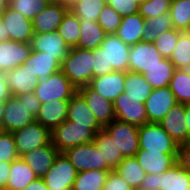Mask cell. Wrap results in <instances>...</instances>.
Instances as JSON below:
<instances>
[{
  "label": "cell",
  "mask_w": 190,
  "mask_h": 190,
  "mask_svg": "<svg viewBox=\"0 0 190 190\" xmlns=\"http://www.w3.org/2000/svg\"><path fill=\"white\" fill-rule=\"evenodd\" d=\"M172 28L170 13H164L155 18H147L143 28V41L154 42L160 34Z\"/></svg>",
  "instance_id": "obj_38"
},
{
  "label": "cell",
  "mask_w": 190,
  "mask_h": 190,
  "mask_svg": "<svg viewBox=\"0 0 190 190\" xmlns=\"http://www.w3.org/2000/svg\"><path fill=\"white\" fill-rule=\"evenodd\" d=\"M32 53L30 43L6 40L0 41V73H6L20 66Z\"/></svg>",
  "instance_id": "obj_16"
},
{
  "label": "cell",
  "mask_w": 190,
  "mask_h": 190,
  "mask_svg": "<svg viewBox=\"0 0 190 190\" xmlns=\"http://www.w3.org/2000/svg\"><path fill=\"white\" fill-rule=\"evenodd\" d=\"M78 171L64 153H59L42 178L49 190H71Z\"/></svg>",
  "instance_id": "obj_7"
},
{
  "label": "cell",
  "mask_w": 190,
  "mask_h": 190,
  "mask_svg": "<svg viewBox=\"0 0 190 190\" xmlns=\"http://www.w3.org/2000/svg\"><path fill=\"white\" fill-rule=\"evenodd\" d=\"M13 133L0 130V162H8L18 159Z\"/></svg>",
  "instance_id": "obj_46"
},
{
  "label": "cell",
  "mask_w": 190,
  "mask_h": 190,
  "mask_svg": "<svg viewBox=\"0 0 190 190\" xmlns=\"http://www.w3.org/2000/svg\"><path fill=\"white\" fill-rule=\"evenodd\" d=\"M67 120L74 122V125L86 126L95 134L103 129L78 91L69 100Z\"/></svg>",
  "instance_id": "obj_19"
},
{
  "label": "cell",
  "mask_w": 190,
  "mask_h": 190,
  "mask_svg": "<svg viewBox=\"0 0 190 190\" xmlns=\"http://www.w3.org/2000/svg\"><path fill=\"white\" fill-rule=\"evenodd\" d=\"M147 123H160L171 108L177 104L170 87L153 89L145 101Z\"/></svg>",
  "instance_id": "obj_13"
},
{
  "label": "cell",
  "mask_w": 190,
  "mask_h": 190,
  "mask_svg": "<svg viewBox=\"0 0 190 190\" xmlns=\"http://www.w3.org/2000/svg\"><path fill=\"white\" fill-rule=\"evenodd\" d=\"M116 120L126 122L137 127L147 123L145 104L139 99L129 97L125 92L119 95L113 102Z\"/></svg>",
  "instance_id": "obj_11"
},
{
  "label": "cell",
  "mask_w": 190,
  "mask_h": 190,
  "mask_svg": "<svg viewBox=\"0 0 190 190\" xmlns=\"http://www.w3.org/2000/svg\"><path fill=\"white\" fill-rule=\"evenodd\" d=\"M57 32L61 35L69 48L77 46L80 37V20L70 10L64 15Z\"/></svg>",
  "instance_id": "obj_37"
},
{
  "label": "cell",
  "mask_w": 190,
  "mask_h": 190,
  "mask_svg": "<svg viewBox=\"0 0 190 190\" xmlns=\"http://www.w3.org/2000/svg\"><path fill=\"white\" fill-rule=\"evenodd\" d=\"M93 55V77L106 74V59L104 50L98 46L92 50Z\"/></svg>",
  "instance_id": "obj_49"
},
{
  "label": "cell",
  "mask_w": 190,
  "mask_h": 190,
  "mask_svg": "<svg viewBox=\"0 0 190 190\" xmlns=\"http://www.w3.org/2000/svg\"><path fill=\"white\" fill-rule=\"evenodd\" d=\"M8 0H0V9L7 5Z\"/></svg>",
  "instance_id": "obj_60"
},
{
  "label": "cell",
  "mask_w": 190,
  "mask_h": 190,
  "mask_svg": "<svg viewBox=\"0 0 190 190\" xmlns=\"http://www.w3.org/2000/svg\"><path fill=\"white\" fill-rule=\"evenodd\" d=\"M69 10L75 14L80 22H97L106 0H68Z\"/></svg>",
  "instance_id": "obj_31"
},
{
  "label": "cell",
  "mask_w": 190,
  "mask_h": 190,
  "mask_svg": "<svg viewBox=\"0 0 190 190\" xmlns=\"http://www.w3.org/2000/svg\"><path fill=\"white\" fill-rule=\"evenodd\" d=\"M35 121V117L29 114L26 98L10 96L7 99L2 120V131L13 133Z\"/></svg>",
  "instance_id": "obj_9"
},
{
  "label": "cell",
  "mask_w": 190,
  "mask_h": 190,
  "mask_svg": "<svg viewBox=\"0 0 190 190\" xmlns=\"http://www.w3.org/2000/svg\"><path fill=\"white\" fill-rule=\"evenodd\" d=\"M102 190H133L114 170L109 171Z\"/></svg>",
  "instance_id": "obj_48"
},
{
  "label": "cell",
  "mask_w": 190,
  "mask_h": 190,
  "mask_svg": "<svg viewBox=\"0 0 190 190\" xmlns=\"http://www.w3.org/2000/svg\"><path fill=\"white\" fill-rule=\"evenodd\" d=\"M23 190H49L42 178H37Z\"/></svg>",
  "instance_id": "obj_55"
},
{
  "label": "cell",
  "mask_w": 190,
  "mask_h": 190,
  "mask_svg": "<svg viewBox=\"0 0 190 190\" xmlns=\"http://www.w3.org/2000/svg\"><path fill=\"white\" fill-rule=\"evenodd\" d=\"M181 31L174 28L167 30L165 33L160 34L158 38L153 42L156 46V49L164 58H170L172 55Z\"/></svg>",
  "instance_id": "obj_43"
},
{
  "label": "cell",
  "mask_w": 190,
  "mask_h": 190,
  "mask_svg": "<svg viewBox=\"0 0 190 190\" xmlns=\"http://www.w3.org/2000/svg\"><path fill=\"white\" fill-rule=\"evenodd\" d=\"M169 87L177 103H190V75L181 69H175Z\"/></svg>",
  "instance_id": "obj_40"
},
{
  "label": "cell",
  "mask_w": 190,
  "mask_h": 190,
  "mask_svg": "<svg viewBox=\"0 0 190 190\" xmlns=\"http://www.w3.org/2000/svg\"><path fill=\"white\" fill-rule=\"evenodd\" d=\"M63 153L78 172L102 170V156L94 142L69 148Z\"/></svg>",
  "instance_id": "obj_14"
},
{
  "label": "cell",
  "mask_w": 190,
  "mask_h": 190,
  "mask_svg": "<svg viewBox=\"0 0 190 190\" xmlns=\"http://www.w3.org/2000/svg\"><path fill=\"white\" fill-rule=\"evenodd\" d=\"M122 16L119 15L112 7L106 5L98 16L97 23L105 30L106 34H116Z\"/></svg>",
  "instance_id": "obj_45"
},
{
  "label": "cell",
  "mask_w": 190,
  "mask_h": 190,
  "mask_svg": "<svg viewBox=\"0 0 190 190\" xmlns=\"http://www.w3.org/2000/svg\"><path fill=\"white\" fill-rule=\"evenodd\" d=\"M185 118V104L177 103L159 123L178 145L187 142Z\"/></svg>",
  "instance_id": "obj_22"
},
{
  "label": "cell",
  "mask_w": 190,
  "mask_h": 190,
  "mask_svg": "<svg viewBox=\"0 0 190 190\" xmlns=\"http://www.w3.org/2000/svg\"><path fill=\"white\" fill-rule=\"evenodd\" d=\"M95 133L86 126L65 120L51 131V142L60 153L67 149L93 142Z\"/></svg>",
  "instance_id": "obj_2"
},
{
  "label": "cell",
  "mask_w": 190,
  "mask_h": 190,
  "mask_svg": "<svg viewBox=\"0 0 190 190\" xmlns=\"http://www.w3.org/2000/svg\"><path fill=\"white\" fill-rule=\"evenodd\" d=\"M164 57L153 42H137L130 46L129 71L145 74L150 68L160 64Z\"/></svg>",
  "instance_id": "obj_10"
},
{
  "label": "cell",
  "mask_w": 190,
  "mask_h": 190,
  "mask_svg": "<svg viewBox=\"0 0 190 190\" xmlns=\"http://www.w3.org/2000/svg\"><path fill=\"white\" fill-rule=\"evenodd\" d=\"M13 136L19 157L51 142V131L36 121L13 132Z\"/></svg>",
  "instance_id": "obj_6"
},
{
  "label": "cell",
  "mask_w": 190,
  "mask_h": 190,
  "mask_svg": "<svg viewBox=\"0 0 190 190\" xmlns=\"http://www.w3.org/2000/svg\"><path fill=\"white\" fill-rule=\"evenodd\" d=\"M50 2H68V0H49Z\"/></svg>",
  "instance_id": "obj_62"
},
{
  "label": "cell",
  "mask_w": 190,
  "mask_h": 190,
  "mask_svg": "<svg viewBox=\"0 0 190 190\" xmlns=\"http://www.w3.org/2000/svg\"><path fill=\"white\" fill-rule=\"evenodd\" d=\"M185 120L187 127V141L190 140V103L185 104Z\"/></svg>",
  "instance_id": "obj_56"
},
{
  "label": "cell",
  "mask_w": 190,
  "mask_h": 190,
  "mask_svg": "<svg viewBox=\"0 0 190 190\" xmlns=\"http://www.w3.org/2000/svg\"><path fill=\"white\" fill-rule=\"evenodd\" d=\"M93 142L102 156V171H112L123 161L122 153L104 129L95 135Z\"/></svg>",
  "instance_id": "obj_27"
},
{
  "label": "cell",
  "mask_w": 190,
  "mask_h": 190,
  "mask_svg": "<svg viewBox=\"0 0 190 190\" xmlns=\"http://www.w3.org/2000/svg\"><path fill=\"white\" fill-rule=\"evenodd\" d=\"M183 72L187 73L188 75H190V63L189 65L185 66L183 69H181Z\"/></svg>",
  "instance_id": "obj_59"
},
{
  "label": "cell",
  "mask_w": 190,
  "mask_h": 190,
  "mask_svg": "<svg viewBox=\"0 0 190 190\" xmlns=\"http://www.w3.org/2000/svg\"><path fill=\"white\" fill-rule=\"evenodd\" d=\"M177 163L190 174V140L178 146Z\"/></svg>",
  "instance_id": "obj_50"
},
{
  "label": "cell",
  "mask_w": 190,
  "mask_h": 190,
  "mask_svg": "<svg viewBox=\"0 0 190 190\" xmlns=\"http://www.w3.org/2000/svg\"><path fill=\"white\" fill-rule=\"evenodd\" d=\"M108 173L102 170L78 172L71 190H102Z\"/></svg>",
  "instance_id": "obj_36"
},
{
  "label": "cell",
  "mask_w": 190,
  "mask_h": 190,
  "mask_svg": "<svg viewBox=\"0 0 190 190\" xmlns=\"http://www.w3.org/2000/svg\"><path fill=\"white\" fill-rule=\"evenodd\" d=\"M169 13L174 29L190 31V0H173Z\"/></svg>",
  "instance_id": "obj_39"
},
{
  "label": "cell",
  "mask_w": 190,
  "mask_h": 190,
  "mask_svg": "<svg viewBox=\"0 0 190 190\" xmlns=\"http://www.w3.org/2000/svg\"><path fill=\"white\" fill-rule=\"evenodd\" d=\"M50 4L49 0H8L7 6L33 20Z\"/></svg>",
  "instance_id": "obj_42"
},
{
  "label": "cell",
  "mask_w": 190,
  "mask_h": 190,
  "mask_svg": "<svg viewBox=\"0 0 190 190\" xmlns=\"http://www.w3.org/2000/svg\"><path fill=\"white\" fill-rule=\"evenodd\" d=\"M159 177L160 174H146L140 188L142 190H159Z\"/></svg>",
  "instance_id": "obj_52"
},
{
  "label": "cell",
  "mask_w": 190,
  "mask_h": 190,
  "mask_svg": "<svg viewBox=\"0 0 190 190\" xmlns=\"http://www.w3.org/2000/svg\"><path fill=\"white\" fill-rule=\"evenodd\" d=\"M11 96L34 92L38 78L22 65L4 73Z\"/></svg>",
  "instance_id": "obj_26"
},
{
  "label": "cell",
  "mask_w": 190,
  "mask_h": 190,
  "mask_svg": "<svg viewBox=\"0 0 190 190\" xmlns=\"http://www.w3.org/2000/svg\"><path fill=\"white\" fill-rule=\"evenodd\" d=\"M114 171L117 172L132 189L140 188L142 180L146 176V173L139 165L135 156L125 157Z\"/></svg>",
  "instance_id": "obj_34"
},
{
  "label": "cell",
  "mask_w": 190,
  "mask_h": 190,
  "mask_svg": "<svg viewBox=\"0 0 190 190\" xmlns=\"http://www.w3.org/2000/svg\"><path fill=\"white\" fill-rule=\"evenodd\" d=\"M22 66L33 73L38 78V82L48 80L50 75L61 69V63L54 57L34 50Z\"/></svg>",
  "instance_id": "obj_25"
},
{
  "label": "cell",
  "mask_w": 190,
  "mask_h": 190,
  "mask_svg": "<svg viewBox=\"0 0 190 190\" xmlns=\"http://www.w3.org/2000/svg\"><path fill=\"white\" fill-rule=\"evenodd\" d=\"M171 1L145 0L139 5L138 13L144 18H155L164 13H169Z\"/></svg>",
  "instance_id": "obj_44"
},
{
  "label": "cell",
  "mask_w": 190,
  "mask_h": 190,
  "mask_svg": "<svg viewBox=\"0 0 190 190\" xmlns=\"http://www.w3.org/2000/svg\"><path fill=\"white\" fill-rule=\"evenodd\" d=\"M145 0H133V2H135L136 4L140 5L141 3H143Z\"/></svg>",
  "instance_id": "obj_61"
},
{
  "label": "cell",
  "mask_w": 190,
  "mask_h": 190,
  "mask_svg": "<svg viewBox=\"0 0 190 190\" xmlns=\"http://www.w3.org/2000/svg\"><path fill=\"white\" fill-rule=\"evenodd\" d=\"M11 163L0 162V190H5L7 186L9 174H10Z\"/></svg>",
  "instance_id": "obj_53"
},
{
  "label": "cell",
  "mask_w": 190,
  "mask_h": 190,
  "mask_svg": "<svg viewBox=\"0 0 190 190\" xmlns=\"http://www.w3.org/2000/svg\"><path fill=\"white\" fill-rule=\"evenodd\" d=\"M37 176L28 164L19 157L11 162L10 174L5 190H23L35 181Z\"/></svg>",
  "instance_id": "obj_29"
},
{
  "label": "cell",
  "mask_w": 190,
  "mask_h": 190,
  "mask_svg": "<svg viewBox=\"0 0 190 190\" xmlns=\"http://www.w3.org/2000/svg\"><path fill=\"white\" fill-rule=\"evenodd\" d=\"M177 155L138 150L135 158L146 174H163L177 163Z\"/></svg>",
  "instance_id": "obj_23"
},
{
  "label": "cell",
  "mask_w": 190,
  "mask_h": 190,
  "mask_svg": "<svg viewBox=\"0 0 190 190\" xmlns=\"http://www.w3.org/2000/svg\"><path fill=\"white\" fill-rule=\"evenodd\" d=\"M68 10V2H50V4L32 20L34 33L57 31Z\"/></svg>",
  "instance_id": "obj_17"
},
{
  "label": "cell",
  "mask_w": 190,
  "mask_h": 190,
  "mask_svg": "<svg viewBox=\"0 0 190 190\" xmlns=\"http://www.w3.org/2000/svg\"><path fill=\"white\" fill-rule=\"evenodd\" d=\"M79 49H96L106 37L105 30L97 22H80Z\"/></svg>",
  "instance_id": "obj_32"
},
{
  "label": "cell",
  "mask_w": 190,
  "mask_h": 190,
  "mask_svg": "<svg viewBox=\"0 0 190 190\" xmlns=\"http://www.w3.org/2000/svg\"><path fill=\"white\" fill-rule=\"evenodd\" d=\"M125 76L126 72L114 71L93 77L88 86L102 97L114 102L124 92Z\"/></svg>",
  "instance_id": "obj_18"
},
{
  "label": "cell",
  "mask_w": 190,
  "mask_h": 190,
  "mask_svg": "<svg viewBox=\"0 0 190 190\" xmlns=\"http://www.w3.org/2000/svg\"><path fill=\"white\" fill-rule=\"evenodd\" d=\"M153 88L146 81L143 74L133 71H127L125 76L124 92L129 97L139 99L141 103H145Z\"/></svg>",
  "instance_id": "obj_33"
},
{
  "label": "cell",
  "mask_w": 190,
  "mask_h": 190,
  "mask_svg": "<svg viewBox=\"0 0 190 190\" xmlns=\"http://www.w3.org/2000/svg\"><path fill=\"white\" fill-rule=\"evenodd\" d=\"M144 25L145 19L139 13L124 16L121 19V24L116 32V35L124 43L132 46L137 42L143 41Z\"/></svg>",
  "instance_id": "obj_28"
},
{
  "label": "cell",
  "mask_w": 190,
  "mask_h": 190,
  "mask_svg": "<svg viewBox=\"0 0 190 190\" xmlns=\"http://www.w3.org/2000/svg\"><path fill=\"white\" fill-rule=\"evenodd\" d=\"M0 10L2 24L8 30L9 40L30 43L34 35L32 20L7 5Z\"/></svg>",
  "instance_id": "obj_12"
},
{
  "label": "cell",
  "mask_w": 190,
  "mask_h": 190,
  "mask_svg": "<svg viewBox=\"0 0 190 190\" xmlns=\"http://www.w3.org/2000/svg\"><path fill=\"white\" fill-rule=\"evenodd\" d=\"M30 45L32 50L44 52L54 57L60 63L67 57L69 46L57 31L49 33H34Z\"/></svg>",
  "instance_id": "obj_15"
},
{
  "label": "cell",
  "mask_w": 190,
  "mask_h": 190,
  "mask_svg": "<svg viewBox=\"0 0 190 190\" xmlns=\"http://www.w3.org/2000/svg\"><path fill=\"white\" fill-rule=\"evenodd\" d=\"M100 47L105 52L106 74L114 71L129 70L130 46L124 43L116 34H107Z\"/></svg>",
  "instance_id": "obj_8"
},
{
  "label": "cell",
  "mask_w": 190,
  "mask_h": 190,
  "mask_svg": "<svg viewBox=\"0 0 190 190\" xmlns=\"http://www.w3.org/2000/svg\"><path fill=\"white\" fill-rule=\"evenodd\" d=\"M5 102H0V130L2 131V120L4 115Z\"/></svg>",
  "instance_id": "obj_58"
},
{
  "label": "cell",
  "mask_w": 190,
  "mask_h": 190,
  "mask_svg": "<svg viewBox=\"0 0 190 190\" xmlns=\"http://www.w3.org/2000/svg\"><path fill=\"white\" fill-rule=\"evenodd\" d=\"M6 40H9V34L5 25L2 24L1 10H0V41H6Z\"/></svg>",
  "instance_id": "obj_57"
},
{
  "label": "cell",
  "mask_w": 190,
  "mask_h": 190,
  "mask_svg": "<svg viewBox=\"0 0 190 190\" xmlns=\"http://www.w3.org/2000/svg\"><path fill=\"white\" fill-rule=\"evenodd\" d=\"M17 98H26V106L29 109V114L36 117L39 108L41 107L40 100L36 97L34 92L22 94L20 96H17Z\"/></svg>",
  "instance_id": "obj_51"
},
{
  "label": "cell",
  "mask_w": 190,
  "mask_h": 190,
  "mask_svg": "<svg viewBox=\"0 0 190 190\" xmlns=\"http://www.w3.org/2000/svg\"><path fill=\"white\" fill-rule=\"evenodd\" d=\"M178 146L159 123H145L139 127V150L178 154Z\"/></svg>",
  "instance_id": "obj_3"
},
{
  "label": "cell",
  "mask_w": 190,
  "mask_h": 190,
  "mask_svg": "<svg viewBox=\"0 0 190 190\" xmlns=\"http://www.w3.org/2000/svg\"><path fill=\"white\" fill-rule=\"evenodd\" d=\"M175 69H183L190 63V31H181L177 45L169 58Z\"/></svg>",
  "instance_id": "obj_41"
},
{
  "label": "cell",
  "mask_w": 190,
  "mask_h": 190,
  "mask_svg": "<svg viewBox=\"0 0 190 190\" xmlns=\"http://www.w3.org/2000/svg\"><path fill=\"white\" fill-rule=\"evenodd\" d=\"M59 153L57 148L50 142L48 145L36 148L24 154L21 156V159L28 164L37 178H43L52 167Z\"/></svg>",
  "instance_id": "obj_21"
},
{
  "label": "cell",
  "mask_w": 190,
  "mask_h": 190,
  "mask_svg": "<svg viewBox=\"0 0 190 190\" xmlns=\"http://www.w3.org/2000/svg\"><path fill=\"white\" fill-rule=\"evenodd\" d=\"M76 92V87L61 70L50 75L48 80L38 82L34 89V93L41 103L70 100Z\"/></svg>",
  "instance_id": "obj_4"
},
{
  "label": "cell",
  "mask_w": 190,
  "mask_h": 190,
  "mask_svg": "<svg viewBox=\"0 0 190 190\" xmlns=\"http://www.w3.org/2000/svg\"><path fill=\"white\" fill-rule=\"evenodd\" d=\"M11 96L8 84L3 73H0V102H6Z\"/></svg>",
  "instance_id": "obj_54"
},
{
  "label": "cell",
  "mask_w": 190,
  "mask_h": 190,
  "mask_svg": "<svg viewBox=\"0 0 190 190\" xmlns=\"http://www.w3.org/2000/svg\"><path fill=\"white\" fill-rule=\"evenodd\" d=\"M159 190H190V174L176 163L160 174Z\"/></svg>",
  "instance_id": "obj_30"
},
{
  "label": "cell",
  "mask_w": 190,
  "mask_h": 190,
  "mask_svg": "<svg viewBox=\"0 0 190 190\" xmlns=\"http://www.w3.org/2000/svg\"><path fill=\"white\" fill-rule=\"evenodd\" d=\"M69 81L79 89L89 85L93 78V55L91 49L70 48L60 69Z\"/></svg>",
  "instance_id": "obj_1"
},
{
  "label": "cell",
  "mask_w": 190,
  "mask_h": 190,
  "mask_svg": "<svg viewBox=\"0 0 190 190\" xmlns=\"http://www.w3.org/2000/svg\"><path fill=\"white\" fill-rule=\"evenodd\" d=\"M103 129L112 138L117 150H120L124 158L135 156L140 149L139 127L115 119Z\"/></svg>",
  "instance_id": "obj_5"
},
{
  "label": "cell",
  "mask_w": 190,
  "mask_h": 190,
  "mask_svg": "<svg viewBox=\"0 0 190 190\" xmlns=\"http://www.w3.org/2000/svg\"><path fill=\"white\" fill-rule=\"evenodd\" d=\"M77 91L84 97L87 105L94 113L96 120L102 127L116 119L112 101L102 97L88 85L77 89Z\"/></svg>",
  "instance_id": "obj_20"
},
{
  "label": "cell",
  "mask_w": 190,
  "mask_h": 190,
  "mask_svg": "<svg viewBox=\"0 0 190 190\" xmlns=\"http://www.w3.org/2000/svg\"><path fill=\"white\" fill-rule=\"evenodd\" d=\"M68 106L69 100L41 103L35 120L52 131L56 126L67 120Z\"/></svg>",
  "instance_id": "obj_24"
},
{
  "label": "cell",
  "mask_w": 190,
  "mask_h": 190,
  "mask_svg": "<svg viewBox=\"0 0 190 190\" xmlns=\"http://www.w3.org/2000/svg\"><path fill=\"white\" fill-rule=\"evenodd\" d=\"M174 70V65L164 58L160 64L150 68L144 77L153 89L164 88L169 86Z\"/></svg>",
  "instance_id": "obj_35"
},
{
  "label": "cell",
  "mask_w": 190,
  "mask_h": 190,
  "mask_svg": "<svg viewBox=\"0 0 190 190\" xmlns=\"http://www.w3.org/2000/svg\"><path fill=\"white\" fill-rule=\"evenodd\" d=\"M106 2L122 17L138 13L139 5L133 0H106Z\"/></svg>",
  "instance_id": "obj_47"
}]
</instances>
